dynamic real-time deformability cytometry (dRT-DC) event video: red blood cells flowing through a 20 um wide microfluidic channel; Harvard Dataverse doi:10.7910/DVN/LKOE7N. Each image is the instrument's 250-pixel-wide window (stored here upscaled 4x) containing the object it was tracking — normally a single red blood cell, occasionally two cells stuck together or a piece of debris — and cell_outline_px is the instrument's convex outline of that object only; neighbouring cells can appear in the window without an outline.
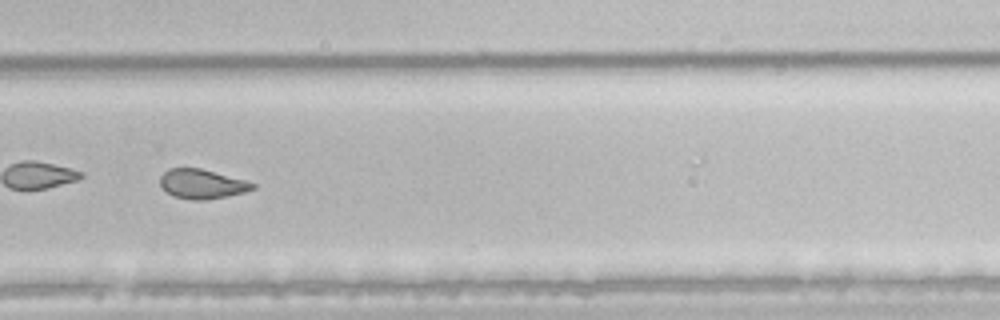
{"species": "common noctule bat (a hibernating species)", "species_latin": "Nyctalus noctula", "temperature_condition": "room temperature", "stored_images_in_passage": 29, "camera_frame_rate_fps": 3000, "um_per_image_px": 0.085, "animal": {"sex": "male", "body_mass_g": 21.5, "forearm_length_mm": 52.0}, "frame": {"image": 1, "passage_image": 20, "time_ms": 6.333, "image_size_px": [1000, 320], "cell_outline_px": [[256, 188], [244, 192], [228, 196], [204, 200], [192, 200], [172, 196], [160, 184], [160, 176], [168, 168], [200, 168], [248, 180], [256, 184]], "centroid_in_image_um": [17.2, 15.63], "position_along_channel_um": 312.6, "area_um2": 16.01}, "authors_computed_cell_mechanics": {"area_um2": 16.3574, "velocity_mm_per_s": 3.9355, "shape_relaxation_time_tau1_ms": null, "shape_relaxation_time_tau2_ms": 2.0215, "deformation_change_tau1": null, "deformation_change_tau2": 0.075}}